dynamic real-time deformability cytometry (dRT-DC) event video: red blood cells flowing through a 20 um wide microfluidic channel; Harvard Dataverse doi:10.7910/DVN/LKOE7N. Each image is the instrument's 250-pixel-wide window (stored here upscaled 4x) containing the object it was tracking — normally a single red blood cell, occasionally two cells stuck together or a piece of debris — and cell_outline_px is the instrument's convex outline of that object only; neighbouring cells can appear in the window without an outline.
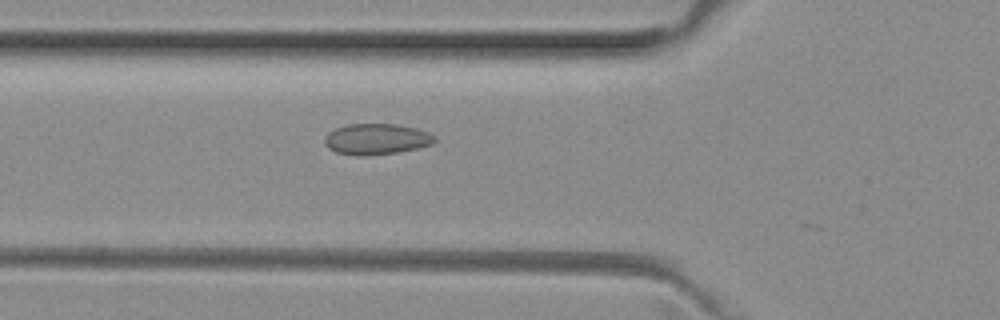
{"species": "common noctule bat (a hibernating species)", "species_latin": "Nyctalus noctula", "temperature_condition": "room temperature", "stored_images_in_passage": 27, "camera_frame_rate_fps": 3000, "um_per_image_px": 0.085, "animal": {"sex": "female", "body_mass_g": 29.2, "forearm_length_mm": 56.3}, "frame": {"image": 1, "passage_image": 9, "time_ms": 2.667, "image_size_px": [1000, 320], "cell_outline_px": [[436, 140], [432, 144], [416, 148], [396, 152], [364, 156], [360, 156], [336, 152], [328, 148], [324, 144], [324, 136], [328, 132], [344, 124], [396, 124], [416, 128], [428, 132], [436, 136]], "centroid_in_image_um": [31.97, 11.81], "position_along_channel_um": 93.8, "area_um2": 19.88}}
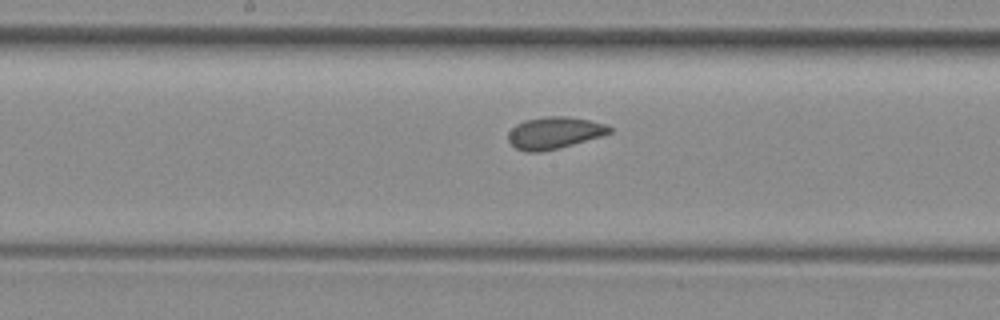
{"frame": {"image": 2, "passage_image": 17, "time_ms": 5.333, "image_size_px": [1000, 320], "cell_outline_px": [[612, 132], [600, 136], [560, 148], [540, 152], [528, 152], [516, 148], [508, 140], [508, 132], [516, 124], [524, 120], [548, 116], [568, 116], [588, 120], [604, 124], [612, 128]], "centroid_in_image_um": [47.09, 11.29], "position_along_channel_um": 201.1, "area_um2": 18.73}}
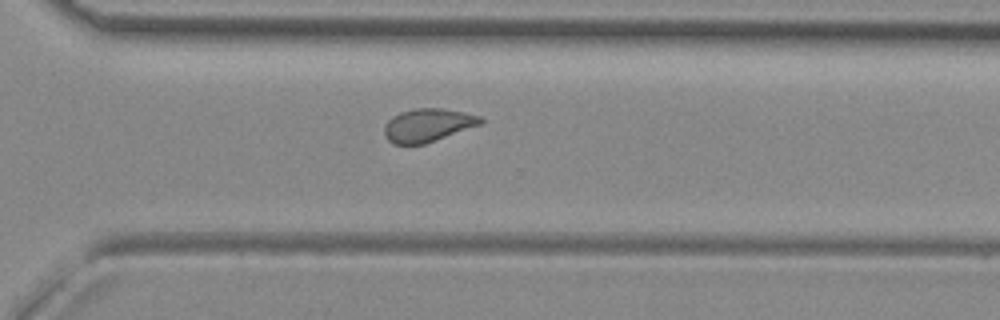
{"frame": {"image": 3, "passage_image": 27, "time_ms": 8.667, "image_size_px": [1000, 320], "cell_outline_px": [[484, 124], [424, 144], [396, 144], [388, 140], [384, 132], [384, 124], [392, 116], [400, 112], [412, 108], [440, 108], [464, 112], [480, 116], [484, 120]], "centroid_in_image_um": [36.38, 10.63], "position_along_channel_um": 334.2, "area_um2": 18.79}}